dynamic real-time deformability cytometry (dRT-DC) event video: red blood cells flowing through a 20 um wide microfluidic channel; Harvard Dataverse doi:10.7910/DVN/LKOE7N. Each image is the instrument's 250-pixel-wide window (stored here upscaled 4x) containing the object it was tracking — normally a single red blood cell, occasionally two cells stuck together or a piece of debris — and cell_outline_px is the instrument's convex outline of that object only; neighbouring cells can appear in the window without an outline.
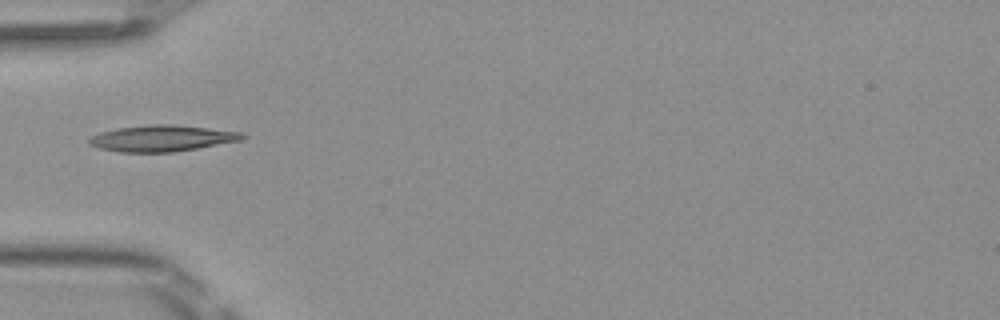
{"species": "Egyptian fruit bat (a non-hibernating species)", "species_latin": "Rousettus aegyptiacus", "temperature_condition": "room temperature", "stored_images_in_passage": 34, "camera_frame_rate_fps": 3000, "um_per_image_px": 0.085, "frame": {"image": 1, "passage_image": 1, "time_ms": 0.0, "image_size_px": [1000, 320], "cell_outline_px": [[248, 136], [240, 140], [196, 148], [172, 152], [120, 152], [100, 148], [88, 144], [88, 136], [100, 132], [116, 128], [148, 124], [172, 124], [244, 132]], "centroid_in_image_um": [13.72, 11.74], "position_along_channel_um": 71.3, "area_um2": 23.47}}
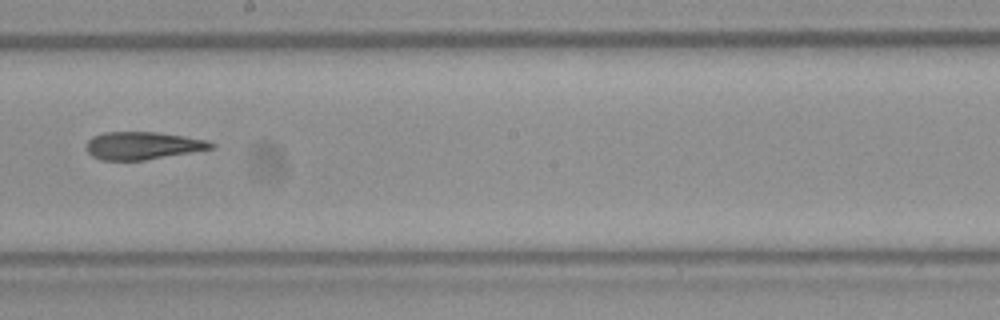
{"frame": {"image": 2, "passage_image": 13, "time_ms": 4.0, "image_size_px": [1000, 320], "cell_outline_px": [[216, 144], [212, 148], [144, 160], [100, 160], [92, 156], [88, 152], [88, 140], [92, 136], [104, 132], [156, 132], [184, 136], [208, 140]], "centroid_in_image_um": [12.11, 12.37], "position_along_channel_um": 236.1, "area_um2": 19.88}}
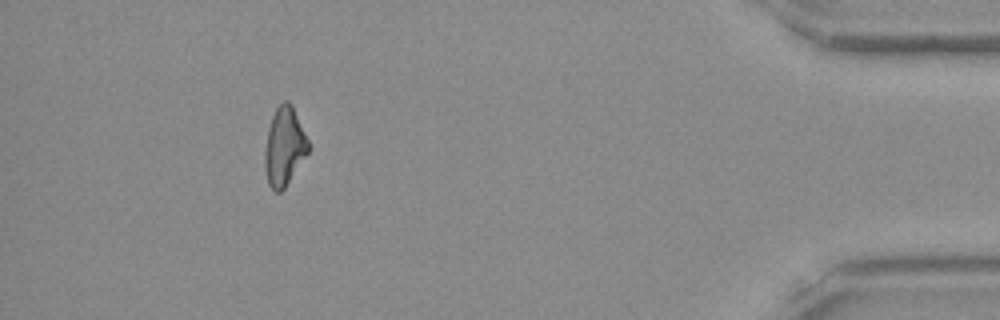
{"frame": {"image": 3, "passage_image": 30, "time_ms": 9.667, "image_size_px": [1000, 320], "cell_outline_px": [[308, 152], [284, 188], [280, 192], [276, 192], [268, 184], [264, 168], [264, 152], [268, 128], [272, 116], [276, 108], [284, 100], [288, 100], [292, 104], [308, 140]], "centroid_in_image_um": [24.14, 12.44], "position_along_channel_um": 411.1, "area_um2": 19.71}, "authors_computed_cell_mechanics": {"area_um2": 20.4901, "velocity_mm_per_s": 4.0911, "shape_relaxation_time_tau1_ms": null, "shape_relaxation_time_tau2_ms": 8.7731, "deformation_change_tau1": null, "deformation_change_tau2": 0.1903}}